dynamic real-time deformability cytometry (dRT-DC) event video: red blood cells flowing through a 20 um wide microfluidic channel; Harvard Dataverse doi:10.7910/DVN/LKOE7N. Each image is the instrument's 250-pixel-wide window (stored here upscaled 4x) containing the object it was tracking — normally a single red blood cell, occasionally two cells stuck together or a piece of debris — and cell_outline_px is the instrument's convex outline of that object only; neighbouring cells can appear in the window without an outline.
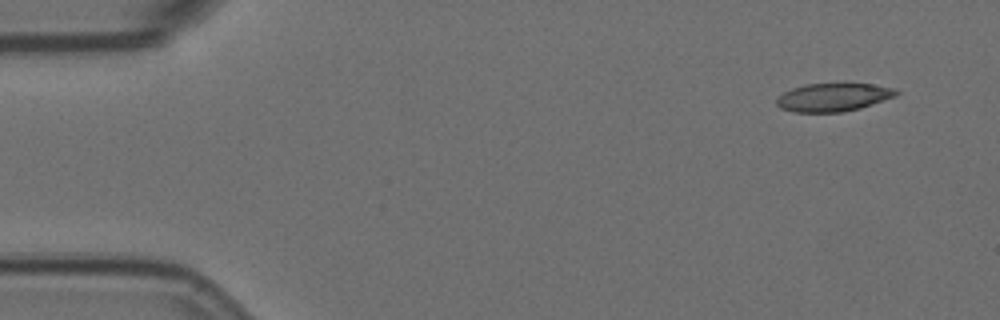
{"species": "Egyptian fruit bat (a non-hibernating species)", "species_latin": "Rousettus aegyptiacus", "temperature_condition": "room temperature", "stored_images_in_passage": 5, "camera_frame_rate_fps": 3000, "um_per_image_px": 0.085, "animal": {"sex": "female"}, "frame": {"image": 1, "passage_image": 1, "time_ms": 0.0, "image_size_px": [1000, 320], "cell_outline_px": [[900, 92], [896, 96], [860, 108], [840, 112], [792, 112], [780, 108], [776, 104], [776, 100], [784, 92], [792, 88], [804, 84], [844, 80], [872, 84], [896, 88]], "centroid_in_image_um": [70.86, 8.21], "position_along_channel_um": 14.1, "area_um2": 20.58}}
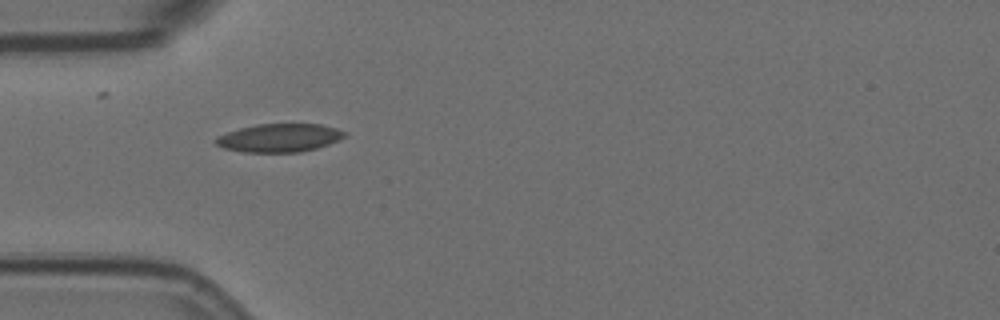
{"frame": {"image": 2, "passage_image": 5, "time_ms": 1.333, "image_size_px": [1000, 320], "cell_outline_px": [[348, 136], [340, 140], [316, 148], [300, 152], [244, 152], [224, 148], [216, 144], [212, 140], [216, 136], [240, 128], [256, 124], [320, 124], [336, 128], [344, 132]], "centroid_in_image_um": [23.74, 11.72], "position_along_channel_um": 61.3, "area_um2": 21.27}}